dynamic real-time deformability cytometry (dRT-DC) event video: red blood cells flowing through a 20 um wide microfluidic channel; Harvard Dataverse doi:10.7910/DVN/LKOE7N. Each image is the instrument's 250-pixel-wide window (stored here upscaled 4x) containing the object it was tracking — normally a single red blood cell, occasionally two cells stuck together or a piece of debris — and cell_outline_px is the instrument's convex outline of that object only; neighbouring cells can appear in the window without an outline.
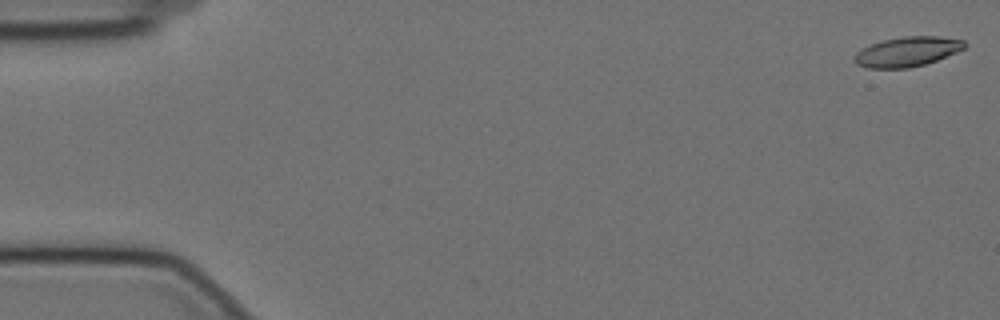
{"species": "Egyptian fruit bat (a non-hibernating species)", "species_latin": "Rousettus aegyptiacus", "temperature_condition": "cold", "stored_images_in_passage": 8, "camera_frame_rate_fps": 3000, "um_per_image_px": 0.085, "animal": {"sex": "female"}, "frame": {"image": 1, "passage_image": 1, "time_ms": 0.0, "image_size_px": [1000, 320], "cell_outline_px": [[968, 44], [964, 48], [956, 52], [936, 60], [924, 64], [908, 68], [864, 68], [856, 64], [852, 60], [856, 52], [860, 48], [884, 40], [904, 36], [936, 36], [964, 40]], "centroid_in_image_um": [77.07, 4.39], "position_along_channel_um": 7.9, "area_um2": 19.13}}